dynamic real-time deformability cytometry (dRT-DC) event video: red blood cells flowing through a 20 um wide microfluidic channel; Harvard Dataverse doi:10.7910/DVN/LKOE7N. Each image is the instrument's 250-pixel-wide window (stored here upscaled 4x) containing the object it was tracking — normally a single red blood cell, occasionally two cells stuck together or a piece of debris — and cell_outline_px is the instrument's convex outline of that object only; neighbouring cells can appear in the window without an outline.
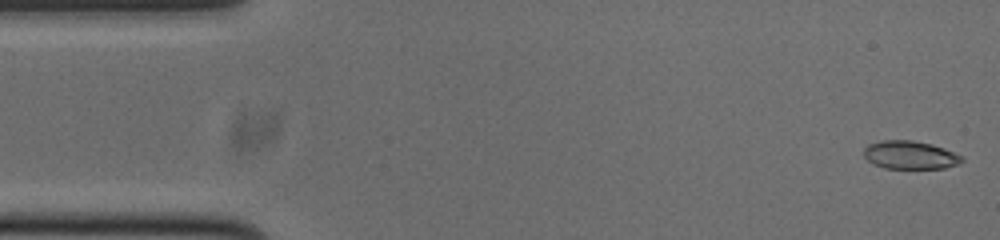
{"species": "common noctule bat (a hibernating species)", "species_latin": "Nyctalus noctula", "temperature_condition": "cold", "stored_images_in_passage": 52, "camera_frame_rate_fps": 3000, "um_per_image_px": 0.085, "animal": {"sex": "male", "body_mass_g": 20.0, "forearm_length_mm": 53.3}, "frame": {"image": 1, "passage_image": 1, "time_ms": 0.0, "image_size_px": [1000, 240], "cell_outline_px": [[964, 160], [956, 164], [944, 168], [884, 168], [872, 164], [864, 156], [864, 148], [868, 144], [880, 140], [912, 140], [932, 144], [944, 148], [964, 156]], "centroid_in_image_um": [77.34, 13.16], "position_along_channel_um": 7.7, "area_um2": 16.18}}
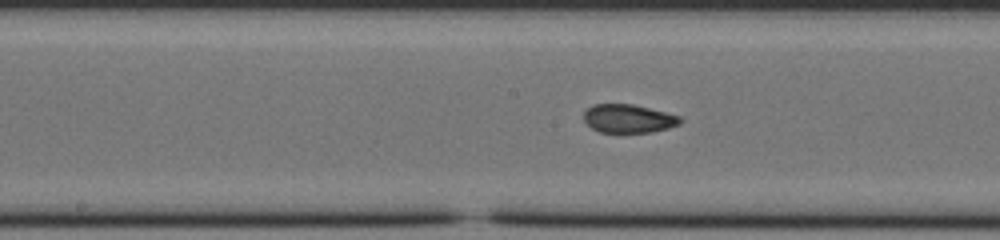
{"frame": {"image": 2, "passage_image": 25, "time_ms": 8.0, "image_size_px": [1000, 240], "cell_outline_px": [[684, 120], [680, 124], [668, 128], [652, 132], [600, 132], [592, 128], [584, 120], [584, 112], [592, 104], [632, 104], [680, 116]], "centroid_in_image_um": [53.43, 10.08], "position_along_channel_um": 194.8, "area_um2": 15.9}}
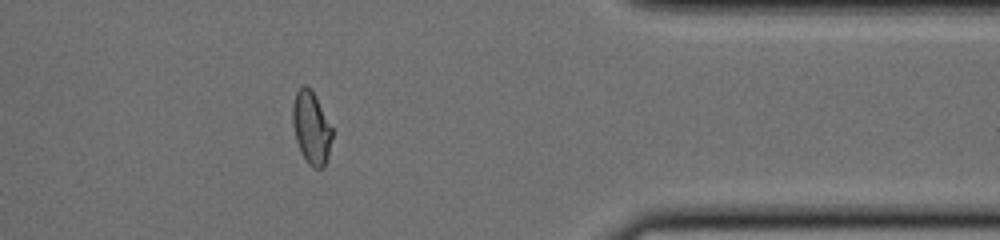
{"frame": {"image": 3, "passage_image": 42, "time_ms": 13.667, "image_size_px": [1000, 240], "cell_outline_px": [[332, 136], [328, 156], [324, 168], [312, 168], [308, 164], [300, 152], [296, 140], [292, 124], [292, 104], [296, 92], [304, 84], [312, 92], [332, 128]], "centroid_in_image_um": [26.44, 10.92], "position_along_channel_um": 385.0, "area_um2": 16.53}, "authors_computed_cell_mechanics": {"area_um2": 16.7331, "velocity_mm_per_s": 3.7803, "shape_relaxation_time_tau1_ms": null, "shape_relaxation_time_tau2_ms": 1.4746, "deformation_change_tau1": null, "deformation_change_tau2": 0.0611}}